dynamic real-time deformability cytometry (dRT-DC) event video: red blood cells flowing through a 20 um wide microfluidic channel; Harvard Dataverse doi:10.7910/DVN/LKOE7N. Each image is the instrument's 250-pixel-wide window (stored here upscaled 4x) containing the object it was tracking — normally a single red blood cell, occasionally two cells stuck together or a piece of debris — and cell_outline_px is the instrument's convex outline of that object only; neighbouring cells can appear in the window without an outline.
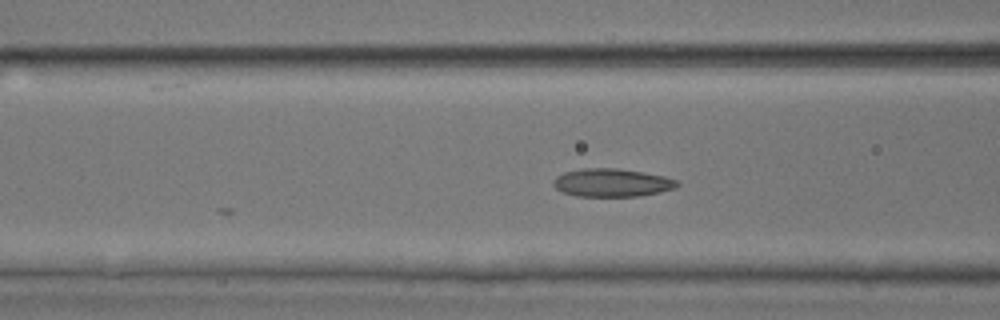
{"species": "common noctule bat (a hibernating species)", "species_latin": "Nyctalus noctula", "temperature_condition": "room temperature", "stored_images_in_passage": 31, "camera_frame_rate_fps": 3000, "um_per_image_px": 0.085, "animal": {"sex": "male", "body_mass_g": 17.9, "forearm_length_mm": 54.2}, "frame": {"image": 1, "passage_image": 22, "time_ms": 7.0, "image_size_px": [1000, 320], "cell_outline_px": [[680, 184], [676, 188], [660, 192], [640, 196], [576, 196], [564, 192], [556, 188], [552, 184], [556, 176], [564, 172], [580, 168], [620, 168], [664, 176], [680, 180]], "centroid_in_image_um": [52.05, 15.52], "position_along_channel_um": 114.6, "area_um2": 20.46}}